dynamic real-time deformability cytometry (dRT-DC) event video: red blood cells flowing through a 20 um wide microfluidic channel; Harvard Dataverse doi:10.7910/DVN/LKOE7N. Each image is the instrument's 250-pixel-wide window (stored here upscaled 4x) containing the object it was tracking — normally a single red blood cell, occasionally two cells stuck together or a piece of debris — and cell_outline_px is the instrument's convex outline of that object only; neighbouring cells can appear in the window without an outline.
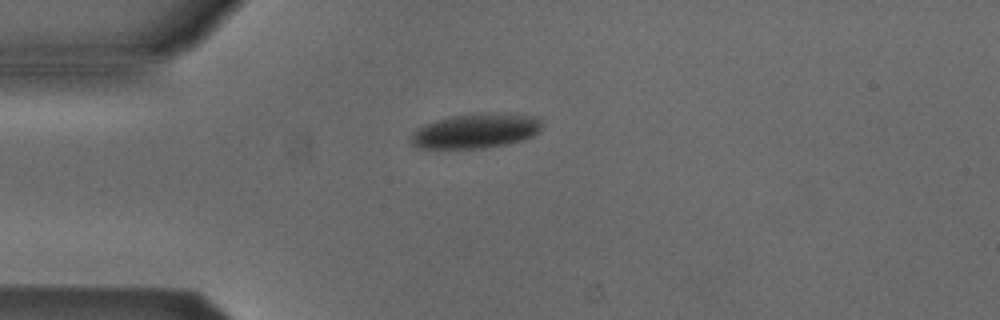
{"species": "Egyptian fruit bat (a non-hibernating species)", "species_latin": "Rousettus aegyptiacus", "temperature_condition": "cold", "stored_images_in_passage": 3, "camera_frame_rate_fps": 3000, "um_per_image_px": 0.085, "animal": {"sex": "male"}, "frame": {"image": 1, "passage_image": 1, "time_ms": 0.0, "image_size_px": [1000, 320], "cell_outline_px": [[540, 128], [532, 136], [524, 140], [484, 148], [416, 148], [408, 140], [412, 132], [416, 128], [424, 124], [436, 120], [452, 116], [480, 112], [508, 112], [540, 116]], "centroid_in_image_um": [40.42, 11.1], "position_along_channel_um": 44.6, "area_um2": 26.99}}
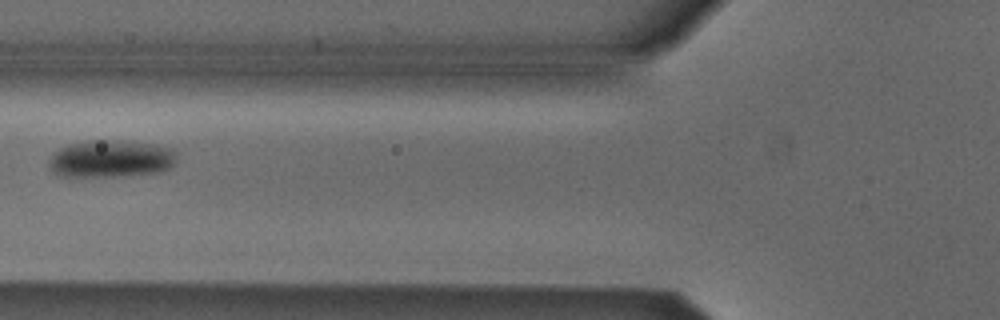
{"frame": {"image": 2, "passage_image": 3, "time_ms": 0.667, "image_size_px": [1000, 320], "cell_outline_px": [[176, 164], [164, 172], [120, 176], [60, 176], [52, 172], [48, 164], [48, 160], [60, 148], [68, 144], [88, 140], [116, 140], [152, 144], [172, 148], [176, 152]], "centroid_in_image_um": [9.46, 13.5], "position_along_channel_um": 116.3, "area_um2": 28.09}}